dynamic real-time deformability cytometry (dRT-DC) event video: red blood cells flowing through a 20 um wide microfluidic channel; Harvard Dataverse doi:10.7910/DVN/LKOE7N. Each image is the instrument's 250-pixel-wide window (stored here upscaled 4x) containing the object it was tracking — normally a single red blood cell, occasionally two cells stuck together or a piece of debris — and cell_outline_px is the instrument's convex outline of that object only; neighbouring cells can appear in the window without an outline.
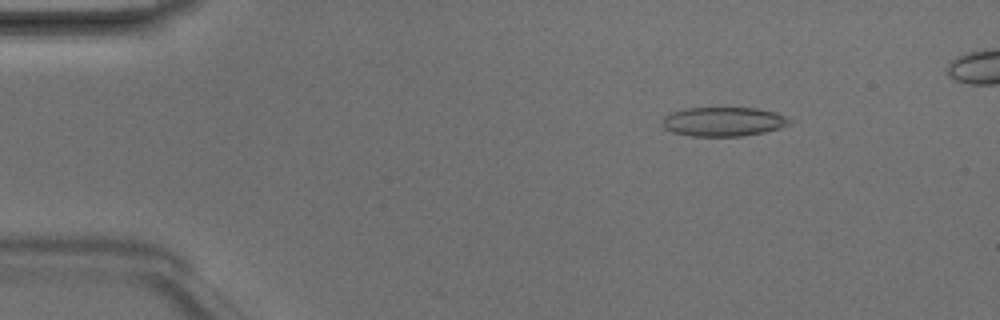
{"species": "Egyptian fruit bat (a non-hibernating species)", "species_latin": "Rousettus aegyptiacus", "temperature_condition": "room temperature", "stored_images_in_passage": 4, "camera_frame_rate_fps": 3000, "um_per_image_px": 0.085, "animal": {"sex": "male"}, "frame": {"image": 1, "passage_image": 2, "time_ms": 0.333, "image_size_px": [1000, 320], "cell_outline_px": [[792, 124], [780, 128], [764, 132], [744, 136], [692, 136], [672, 132], [664, 128], [664, 116], [668, 112], [684, 108], [756, 108], [776, 112], [788, 116], [792, 120]], "centroid_in_image_um": [61.53, 10.33], "position_along_channel_um": 23.5, "area_um2": 21.91}}